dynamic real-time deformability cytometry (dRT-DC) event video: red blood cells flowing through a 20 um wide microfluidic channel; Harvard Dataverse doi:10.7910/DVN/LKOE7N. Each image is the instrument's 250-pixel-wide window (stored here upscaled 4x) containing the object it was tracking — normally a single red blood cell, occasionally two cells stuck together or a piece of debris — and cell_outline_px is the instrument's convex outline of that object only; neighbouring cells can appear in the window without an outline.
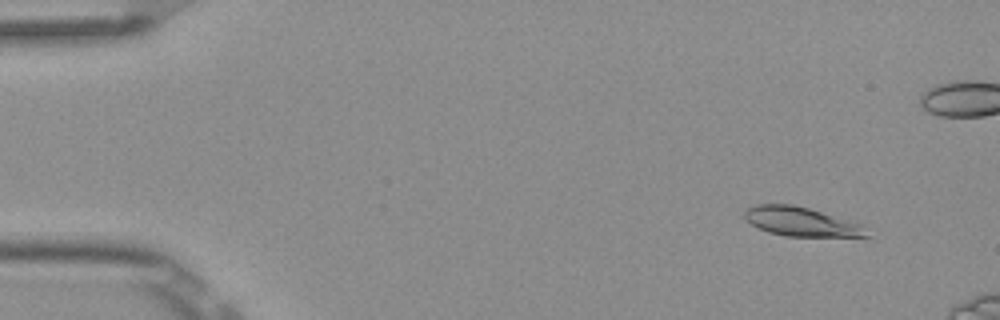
{"species": "Egyptian fruit bat (a non-hibernating species)", "species_latin": "Rousettus aegyptiacus", "temperature_condition": "room temperature", "stored_images_in_passage": 5, "camera_frame_rate_fps": 3000, "um_per_image_px": 0.085, "frame": {"image": 1, "passage_image": 2, "time_ms": 0.333, "image_size_px": [1000, 320], "cell_outline_px": [[872, 236], [784, 236], [768, 232], [756, 228], [744, 220], [744, 212], [752, 204], [792, 204], [808, 208], [860, 224]], "centroid_in_image_um": [67.99, 18.84], "position_along_channel_um": 17.0, "area_um2": 20.58}}